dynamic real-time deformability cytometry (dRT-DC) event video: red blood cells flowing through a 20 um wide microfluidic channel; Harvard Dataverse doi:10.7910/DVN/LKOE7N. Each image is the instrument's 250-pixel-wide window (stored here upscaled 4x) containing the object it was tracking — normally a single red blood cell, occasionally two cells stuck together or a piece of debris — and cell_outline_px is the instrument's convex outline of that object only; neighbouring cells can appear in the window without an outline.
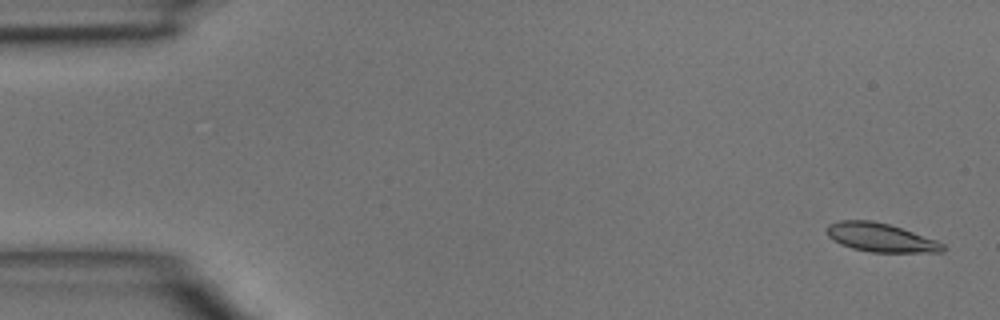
{"species": "common noctule bat (a hibernating species)", "species_latin": "Nyctalus noctula", "temperature_condition": "room temperature", "stored_images_in_passage": 9, "camera_frame_rate_fps": 3000, "um_per_image_px": 0.085, "animal": {"sex": "male", "body_mass_g": 15.6}, "frame": {"image": 1, "passage_image": 2, "time_ms": 0.333, "image_size_px": [1000, 320], "cell_outline_px": [[944, 252], [872, 252], [852, 248], [840, 244], [832, 240], [828, 236], [824, 228], [828, 224], [840, 220], [872, 220], [888, 224], [936, 240], [944, 244]], "centroid_in_image_um": [74.79, 20.18], "position_along_channel_um": 10.2, "area_um2": 19.36}}